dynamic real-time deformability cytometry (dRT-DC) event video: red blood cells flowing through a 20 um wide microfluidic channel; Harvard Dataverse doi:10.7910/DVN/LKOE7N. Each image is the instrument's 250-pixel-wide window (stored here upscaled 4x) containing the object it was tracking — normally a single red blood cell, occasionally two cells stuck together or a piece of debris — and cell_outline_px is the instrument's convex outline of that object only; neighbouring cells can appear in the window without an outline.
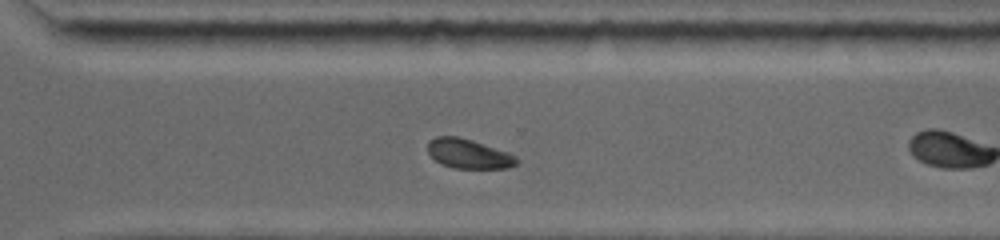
{"species": "common noctule bat (a hibernating species)", "species_latin": "Nyctalus noctula", "temperature_condition": "warm", "stored_images_in_passage": 25, "camera_frame_rate_fps": 5000, "um_per_image_px": 0.085, "animal": {"sex": "female", "body_mass_g": 19.0, "forearm_length_mm": 53.3}, "frame": {"image": 1, "passage_image": 22, "time_ms": 9.0, "image_size_px": [1000, 240], "cell_outline_px": [[520, 160], [516, 164], [508, 168], [452, 168], [440, 164], [428, 152], [428, 140], [436, 136], [460, 136], [508, 152], [516, 156]], "centroid_in_image_um": [39.83, 13.06], "position_along_channel_um": 330.8, "area_um2": 15.37}, "authors_computed_cell_mechanics": {"area_um2": 15.4904, "velocity_mm_per_s": 3.8775, "shape_relaxation_time_tau1_ms": 8.7695, "shape_relaxation_time_tau2_ms": null, "deformation_change_tau1": 0.1469, "deformation_change_tau2": null}}